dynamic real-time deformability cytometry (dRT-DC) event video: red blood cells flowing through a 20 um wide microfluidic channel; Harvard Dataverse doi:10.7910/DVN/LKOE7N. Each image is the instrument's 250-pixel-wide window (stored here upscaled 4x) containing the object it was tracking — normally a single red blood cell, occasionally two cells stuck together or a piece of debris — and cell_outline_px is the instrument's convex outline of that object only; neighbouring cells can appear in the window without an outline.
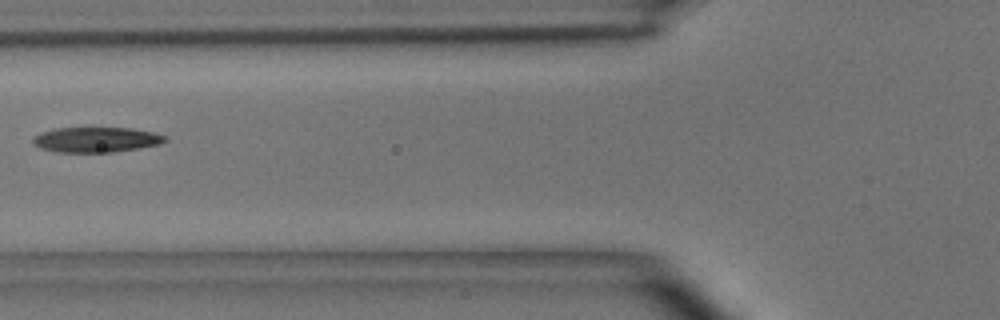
{"species": "common noctule bat (a hibernating species)", "species_latin": "Nyctalus noctula", "temperature_condition": "room temperature", "stored_images_in_passage": 6, "camera_frame_rate_fps": 3000, "um_per_image_px": 0.085, "animal": {"sex": "male", "body_mass_g": 15.6}, "frame": {"image": 1, "passage_image": 5, "time_ms": 5.667, "image_size_px": [1000, 320], "cell_outline_px": [[168, 140], [160, 144], [140, 148], [112, 152], [56, 152], [40, 148], [32, 144], [32, 136], [56, 128], [132, 128], [156, 132], [168, 136]], "centroid_in_image_um": [8.21, 11.87], "position_along_channel_um": 117.6, "area_um2": 19.59}}
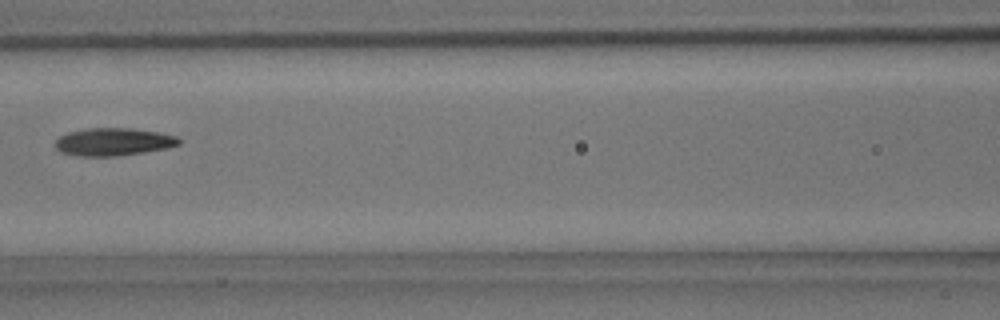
{"frame": {"image": 2, "passage_image": 6, "time_ms": 6.667, "image_size_px": [1000, 320], "cell_outline_px": [[180, 144], [168, 148], [144, 152], [116, 156], [80, 156], [60, 152], [56, 148], [56, 140], [60, 136], [68, 132], [88, 128], [132, 128], [160, 132], [176, 136], [180, 140]], "centroid_in_image_um": [9.65, 12.05], "position_along_channel_um": 156.9, "area_um2": 20.0}}